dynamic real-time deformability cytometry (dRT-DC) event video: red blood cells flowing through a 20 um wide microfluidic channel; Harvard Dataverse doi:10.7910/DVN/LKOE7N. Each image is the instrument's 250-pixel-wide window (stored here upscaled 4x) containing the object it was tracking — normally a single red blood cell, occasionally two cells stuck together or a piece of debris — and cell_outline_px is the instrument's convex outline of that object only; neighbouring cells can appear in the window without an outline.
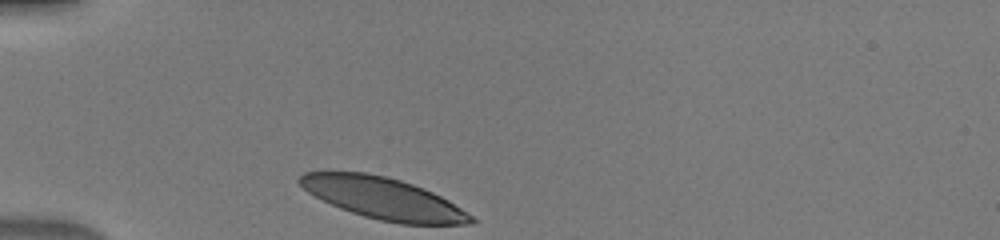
{"species": "human", "species_latin": "Homo sapiens", "temperature_condition": "warm", "stored_images_in_passage": 30, "camera_frame_rate_fps": 3000, "um_per_image_px": 0.085, "donor": {"sex": "male"}, "frame": {"image": 1, "passage_image": 1, "time_ms": 0.0, "image_size_px": [1000, 240], "cell_outline_px": [[476, 220], [472, 224], [400, 224], [380, 220], [364, 216], [340, 208], [308, 192], [296, 180], [304, 172], [368, 172], [400, 180], [424, 188], [448, 200], [472, 216]], "centroid_in_image_um": [32.58, 16.86], "position_along_channel_um": 52.4, "area_um2": 41.04}}
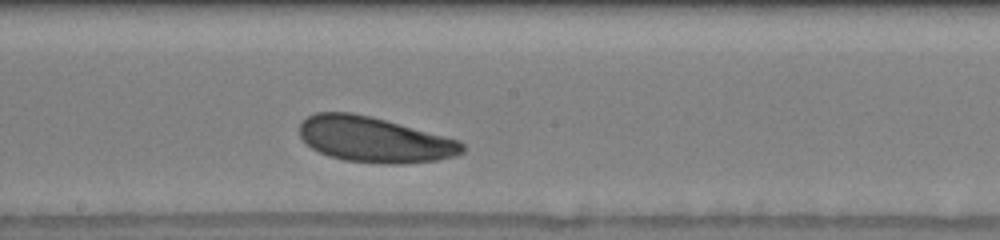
{"frame": {"image": 2, "passage_image": 15, "time_ms": 4.667, "image_size_px": [1000, 240], "cell_outline_px": [[464, 152], [452, 156], [436, 160], [400, 164], [380, 164], [344, 160], [320, 152], [312, 148], [300, 136], [300, 124], [308, 116], [316, 112], [352, 112], [384, 120], [460, 140], [464, 144]], "centroid_in_image_um": [31.82, 11.87], "position_along_channel_um": 216.4, "area_um2": 42.66}}
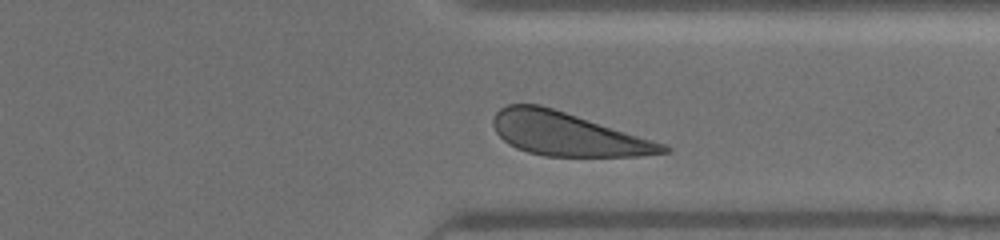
{"frame": {"image": 3, "passage_image": 26, "time_ms": 8.333, "image_size_px": [1000, 240], "cell_outline_px": [[672, 148], [668, 152], [640, 156], [544, 156], [528, 152], [516, 148], [508, 144], [496, 132], [492, 124], [492, 120], [496, 112], [500, 108], [508, 104], [540, 104], [664, 144]], "centroid_in_image_um": [48.17, 11.4], "position_along_channel_um": 363.2, "area_um2": 42.37}}